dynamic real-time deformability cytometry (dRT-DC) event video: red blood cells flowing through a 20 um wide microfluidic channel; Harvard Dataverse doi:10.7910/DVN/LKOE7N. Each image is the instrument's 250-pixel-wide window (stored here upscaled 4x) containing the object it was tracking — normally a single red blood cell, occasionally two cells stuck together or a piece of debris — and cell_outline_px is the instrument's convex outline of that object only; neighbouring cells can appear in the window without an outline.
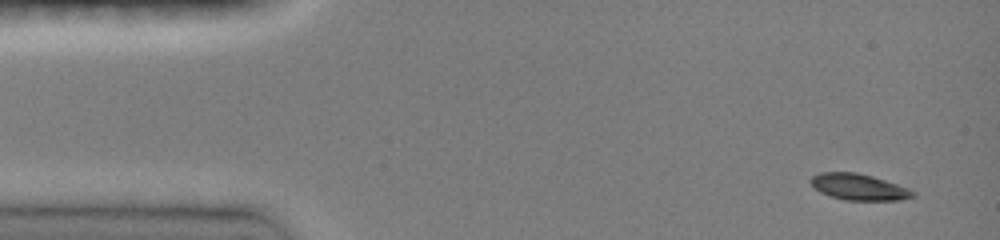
{"species": "common noctule bat (a hibernating species)", "species_latin": "Nyctalus noctula", "temperature_condition": "room temperature", "stored_images_in_passage": 6, "camera_frame_rate_fps": 3000, "um_per_image_px": 0.085, "animal": {"sex": "female", "body_mass_g": 19.0, "forearm_length_mm": 51.5}, "frame": {"image": 1, "passage_image": 1, "time_ms": 0.0, "image_size_px": [1000, 240], "cell_outline_px": [[916, 196], [900, 200], [844, 200], [820, 192], [808, 180], [812, 176], [820, 172], [856, 172], [872, 176], [908, 188], [916, 192]], "centroid_in_image_um": [73.0, 15.89], "position_along_channel_um": 12.0, "area_um2": 15.55}}
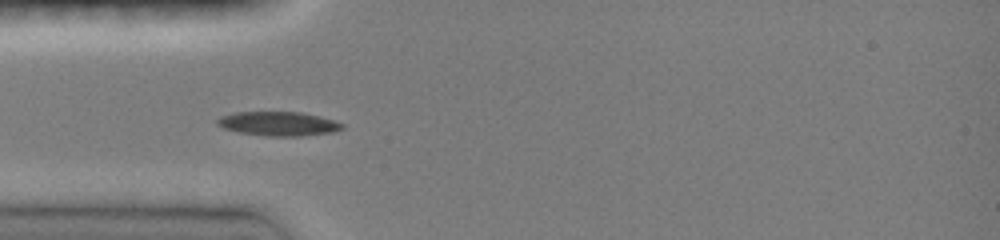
{"frame": {"image": 2, "passage_image": 5, "time_ms": 3.667, "image_size_px": [1000, 240], "cell_outline_px": [[344, 128], [332, 132], [300, 136], [264, 136], [240, 132], [224, 128], [216, 124], [216, 120], [220, 116], [236, 112], [300, 112], [320, 116], [344, 124]], "centroid_in_image_um": [23.65, 10.51], "position_along_channel_um": 61.3, "area_um2": 17.51}}